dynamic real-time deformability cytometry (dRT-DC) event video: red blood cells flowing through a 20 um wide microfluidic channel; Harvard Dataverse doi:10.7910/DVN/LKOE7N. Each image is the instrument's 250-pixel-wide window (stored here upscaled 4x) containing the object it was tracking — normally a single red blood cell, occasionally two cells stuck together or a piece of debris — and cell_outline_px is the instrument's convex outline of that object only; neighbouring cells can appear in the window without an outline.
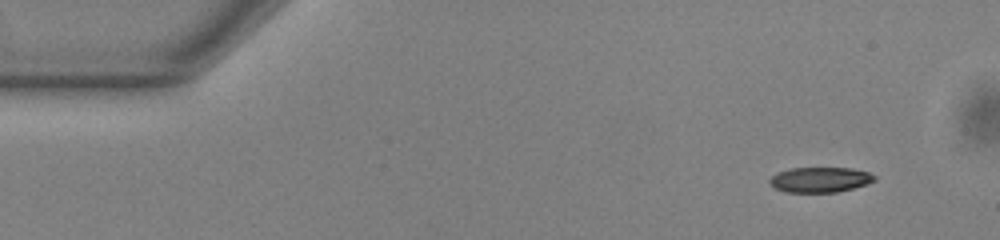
{"species": "common noctule bat (a hibernating species)", "species_latin": "Nyctalus noctula", "temperature_condition": "warm", "stored_images_in_passage": 49, "camera_frame_rate_fps": 3000, "um_per_image_px": 0.085, "animal": {"sex": "male", "body_mass_g": 13.0, "forearm_length_mm": 53.1}, "frame": {"image": 1, "passage_image": 1, "time_ms": 0.0, "image_size_px": [1000, 240], "cell_outline_px": [[876, 180], [868, 184], [836, 192], [784, 192], [772, 188], [768, 180], [776, 172], [792, 168], [852, 168], [868, 172], [876, 176]], "centroid_in_image_um": [69.67, 15.27], "position_along_channel_um": 15.3, "area_um2": 15.55}}
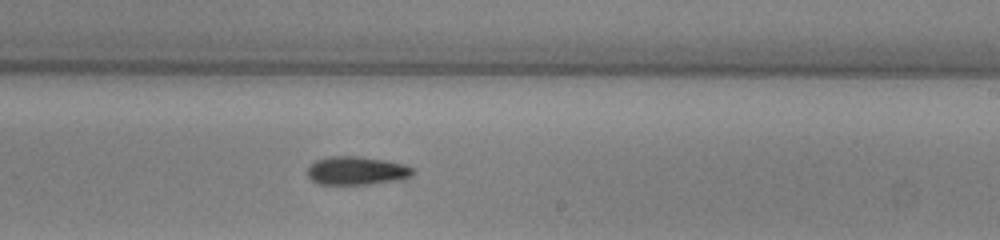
{"frame": {"image": 2, "passage_image": 28, "time_ms": 9.0, "image_size_px": [1000, 240], "cell_outline_px": [[416, 172], [412, 176], [400, 180], [372, 184], [316, 184], [308, 176], [308, 168], [316, 160], [328, 156], [356, 156], [384, 160], [404, 164], [416, 168]], "centroid_in_image_um": [30.37, 14.51], "position_along_channel_um": 258.6, "area_um2": 17.63}}
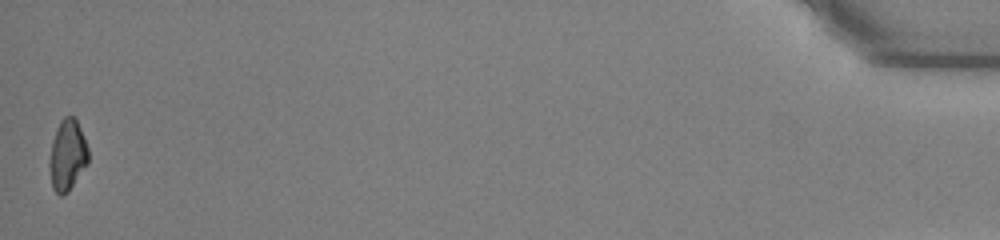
{"frame": {"image": 3, "passage_image": 49, "time_ms": 16.0, "image_size_px": [1000, 240], "cell_outline_px": [[88, 164], [68, 192], [60, 196], [52, 188], [48, 164], [48, 160], [52, 140], [56, 128], [60, 120], [64, 116], [72, 116], [76, 120], [80, 128], [88, 148]], "centroid_in_image_um": [5.7, 13.2], "position_along_channel_um": 429.5, "area_um2": 16.24}, "authors_computed_cell_mechanics": {"area_um2": 16.8776, "velocity_mm_per_s": 3.8825, "shape_relaxation_time_tau1_ms": 5.2931, "shape_relaxation_time_tau2_ms": null, "deformation_change_tau1": 0.1451, "deformation_change_tau2": null}}